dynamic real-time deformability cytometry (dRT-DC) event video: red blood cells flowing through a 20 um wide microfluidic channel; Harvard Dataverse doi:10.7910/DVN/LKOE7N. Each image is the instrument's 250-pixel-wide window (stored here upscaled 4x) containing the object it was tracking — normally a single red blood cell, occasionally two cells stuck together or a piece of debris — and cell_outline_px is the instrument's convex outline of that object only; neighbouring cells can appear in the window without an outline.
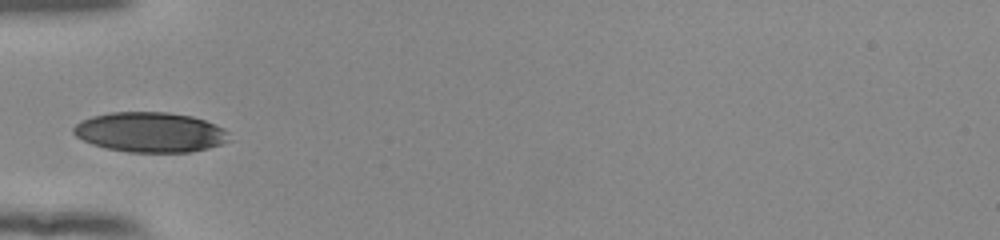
{"species": "human", "species_latin": "Homo sapiens", "temperature_condition": "room temperature", "stored_images_in_passage": 23, "camera_frame_rate_fps": 3000, "um_per_image_px": 0.085, "donor": {"sex": "female"}, "frame": {"image": 1, "passage_image": 1, "time_ms": 0.0, "image_size_px": [1000, 240], "cell_outline_px": [[228, 140], [220, 144], [208, 148], [192, 152], [128, 152], [108, 148], [92, 144], [76, 136], [72, 132], [72, 128], [80, 120], [92, 116], [108, 112], [168, 112], [192, 116], [204, 120], [224, 128], [228, 132]], "centroid_in_image_um": [12.74, 11.23], "position_along_channel_um": 72.3, "area_um2": 36.3}}